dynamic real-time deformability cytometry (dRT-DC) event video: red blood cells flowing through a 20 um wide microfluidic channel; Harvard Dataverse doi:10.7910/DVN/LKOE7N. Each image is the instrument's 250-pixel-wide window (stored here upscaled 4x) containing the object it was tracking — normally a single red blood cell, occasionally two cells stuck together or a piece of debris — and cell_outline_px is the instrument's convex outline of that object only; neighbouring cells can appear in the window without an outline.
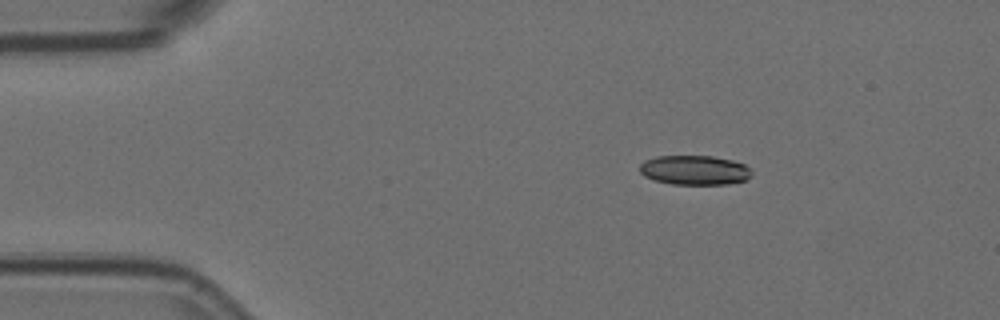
{"species": "Egyptian fruit bat (a non-hibernating species)", "species_latin": "Rousettus aegyptiacus", "temperature_condition": "room temperature", "stored_images_in_passage": 48, "camera_frame_rate_fps": 3000, "um_per_image_px": 0.085, "animal": {"sex": "female"}, "frame": {"image": 1, "passage_image": 1, "time_ms": 0.0, "image_size_px": [1000, 320], "cell_outline_px": [[752, 176], [744, 180], [728, 184], [672, 184], [656, 180], [644, 176], [640, 172], [640, 164], [644, 160], [656, 156], [712, 156], [732, 160], [744, 164], [752, 172]], "centroid_in_image_um": [59.03, 14.45], "position_along_channel_um": 26.0, "area_um2": 19.19}}
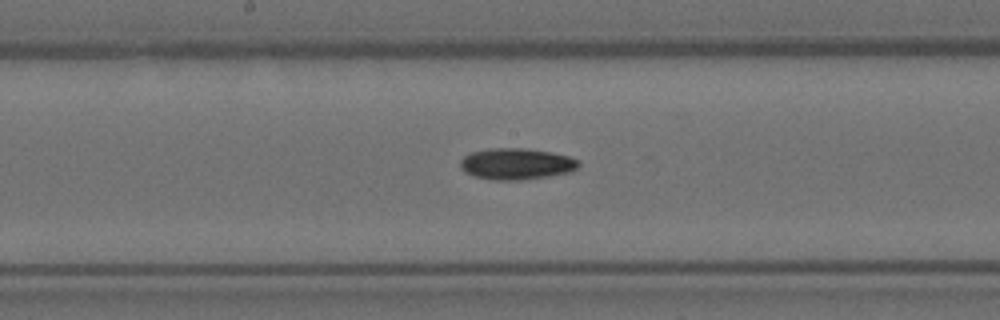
{"frame": {"image": 2, "passage_image": 21, "time_ms": 6.667, "image_size_px": [1000, 320], "cell_outline_px": [[580, 164], [572, 172], [548, 176], [520, 180], [492, 180], [472, 176], [464, 172], [460, 168], [460, 160], [464, 156], [472, 152], [488, 148], [524, 148], [552, 152], [568, 156], [580, 160]], "centroid_in_image_um": [43.88, 13.93], "position_along_channel_um": 204.3, "area_um2": 21.85}}
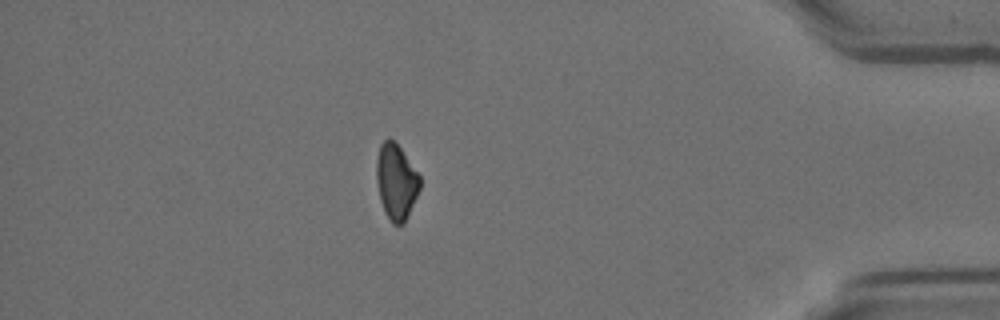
{"frame": {"image": 3, "passage_image": 41, "time_ms": 13.333, "image_size_px": [1000, 320], "cell_outline_px": [[420, 188], [404, 224], [392, 224], [384, 212], [380, 200], [376, 180], [376, 160], [380, 144], [388, 136], [400, 148], [420, 176]], "centroid_in_image_um": [33.65, 15.45], "position_along_channel_um": 401.5, "area_um2": 19.07}, "authors_computed_cell_mechanics": {"area_um2": 20.3167, "velocity_mm_per_s": 3.6124, "shape_relaxation_time_tau1_ms": 5.7747, "shape_relaxation_time_tau2_ms": null, "deformation_change_tau1": 0.1585, "deformation_change_tau2": null}}